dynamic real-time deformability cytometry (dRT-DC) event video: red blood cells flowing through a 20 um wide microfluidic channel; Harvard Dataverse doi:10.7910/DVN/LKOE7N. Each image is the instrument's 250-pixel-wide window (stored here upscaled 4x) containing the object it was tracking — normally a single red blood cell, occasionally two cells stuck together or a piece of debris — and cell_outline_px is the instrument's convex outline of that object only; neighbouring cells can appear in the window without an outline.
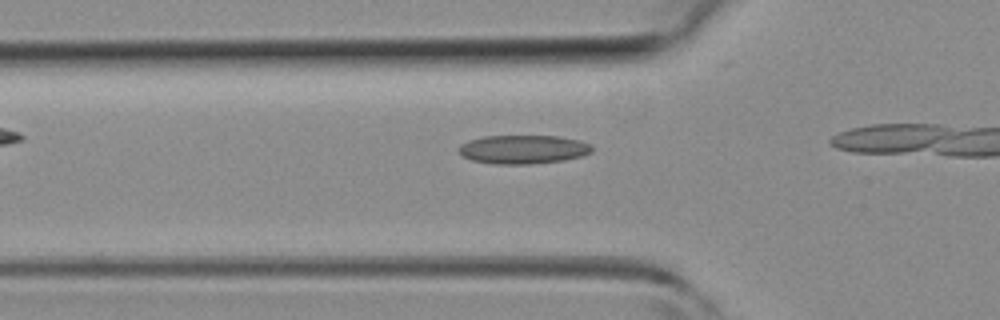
{"species": "common noctule bat (a hibernating species)", "species_latin": "Nyctalus noctula", "temperature_condition": "room temperature", "stored_images_in_passage": 7, "camera_frame_rate_fps": 3000, "um_per_image_px": 0.085, "animal": {"sex": "female", "body_mass_g": 19.3, "forearm_length_mm": 54.1}, "frame": {"image": 1, "passage_image": 5, "time_ms": 1.333, "image_size_px": [1000, 320], "cell_outline_px": [[592, 152], [580, 156], [564, 160], [528, 164], [492, 164], [472, 160], [464, 156], [456, 148], [460, 144], [468, 140], [484, 136], [556, 136], [580, 140], [592, 144]], "centroid_in_image_um": [44.45, 12.69], "position_along_channel_um": 81.3, "area_um2": 22.37}}